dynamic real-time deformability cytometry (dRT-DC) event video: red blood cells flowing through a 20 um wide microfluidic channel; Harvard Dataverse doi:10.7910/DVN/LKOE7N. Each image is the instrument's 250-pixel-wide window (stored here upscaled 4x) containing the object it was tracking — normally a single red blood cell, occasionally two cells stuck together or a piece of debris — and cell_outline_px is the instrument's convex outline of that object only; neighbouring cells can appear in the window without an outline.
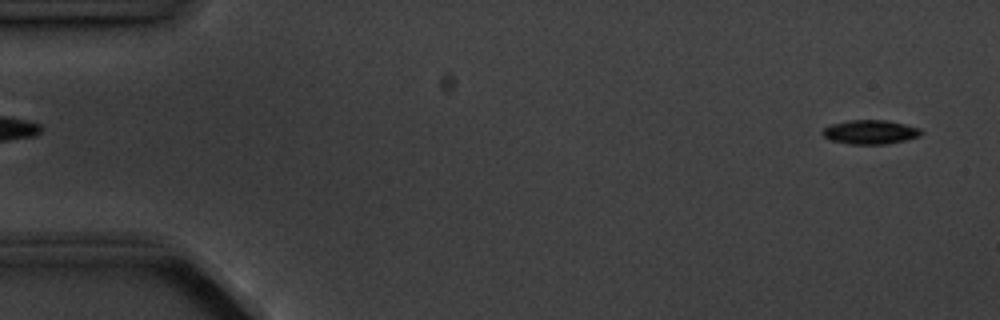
{"species": "common noctule bat (a hibernating species)", "species_latin": "Nyctalus noctula", "temperature_condition": "cold", "stored_images_in_passage": 4, "camera_frame_rate_fps": 3000, "um_per_image_px": 0.085, "animal": {"sex": "male", "body_mass_g": 20.1, "forearm_length_mm": 53.5}, "frame": {"image": 1, "passage_image": 4, "time_ms": 4.333, "image_size_px": [1000, 320], "cell_outline_px": [[924, 132], [920, 136], [904, 140], [884, 144], [852, 144], [832, 140], [824, 136], [820, 132], [824, 128], [832, 124], [848, 120], [888, 120], [920, 128]], "centroid_in_image_um": [73.99, 11.21], "position_along_channel_um": 11.0, "area_um2": 13.76}}